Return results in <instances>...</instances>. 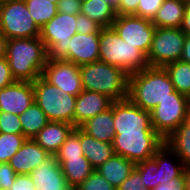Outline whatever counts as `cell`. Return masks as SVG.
<instances>
[{
    "mask_svg": "<svg viewBox=\"0 0 190 190\" xmlns=\"http://www.w3.org/2000/svg\"><path fill=\"white\" fill-rule=\"evenodd\" d=\"M6 58L15 81L34 82L42 75L48 51L40 37L8 39Z\"/></svg>",
    "mask_w": 190,
    "mask_h": 190,
    "instance_id": "cell-1",
    "label": "cell"
},
{
    "mask_svg": "<svg viewBox=\"0 0 190 190\" xmlns=\"http://www.w3.org/2000/svg\"><path fill=\"white\" fill-rule=\"evenodd\" d=\"M174 85L164 67H146L129 74L128 99L145 111L153 110L160 101L171 97Z\"/></svg>",
    "mask_w": 190,
    "mask_h": 190,
    "instance_id": "cell-2",
    "label": "cell"
},
{
    "mask_svg": "<svg viewBox=\"0 0 190 190\" xmlns=\"http://www.w3.org/2000/svg\"><path fill=\"white\" fill-rule=\"evenodd\" d=\"M83 90L98 92L113 101L128 99L129 74L102 61L80 66Z\"/></svg>",
    "mask_w": 190,
    "mask_h": 190,
    "instance_id": "cell-3",
    "label": "cell"
},
{
    "mask_svg": "<svg viewBox=\"0 0 190 190\" xmlns=\"http://www.w3.org/2000/svg\"><path fill=\"white\" fill-rule=\"evenodd\" d=\"M99 61L122 68L128 74L148 67L146 56L128 44L112 27L102 28L99 34Z\"/></svg>",
    "mask_w": 190,
    "mask_h": 190,
    "instance_id": "cell-4",
    "label": "cell"
},
{
    "mask_svg": "<svg viewBox=\"0 0 190 190\" xmlns=\"http://www.w3.org/2000/svg\"><path fill=\"white\" fill-rule=\"evenodd\" d=\"M33 84L34 101L44 111L49 121L66 122L74 126V111L77 96L60 90L42 76Z\"/></svg>",
    "mask_w": 190,
    "mask_h": 190,
    "instance_id": "cell-5",
    "label": "cell"
},
{
    "mask_svg": "<svg viewBox=\"0 0 190 190\" xmlns=\"http://www.w3.org/2000/svg\"><path fill=\"white\" fill-rule=\"evenodd\" d=\"M77 15L62 12L40 28V39L48 51V59L69 61L68 42L77 33Z\"/></svg>",
    "mask_w": 190,
    "mask_h": 190,
    "instance_id": "cell-6",
    "label": "cell"
},
{
    "mask_svg": "<svg viewBox=\"0 0 190 190\" xmlns=\"http://www.w3.org/2000/svg\"><path fill=\"white\" fill-rule=\"evenodd\" d=\"M0 33L7 39L40 37V28L31 17L24 0L0 2Z\"/></svg>",
    "mask_w": 190,
    "mask_h": 190,
    "instance_id": "cell-7",
    "label": "cell"
},
{
    "mask_svg": "<svg viewBox=\"0 0 190 190\" xmlns=\"http://www.w3.org/2000/svg\"><path fill=\"white\" fill-rule=\"evenodd\" d=\"M186 34L180 28L156 27L147 55L150 67H164L181 60Z\"/></svg>",
    "mask_w": 190,
    "mask_h": 190,
    "instance_id": "cell-8",
    "label": "cell"
},
{
    "mask_svg": "<svg viewBox=\"0 0 190 190\" xmlns=\"http://www.w3.org/2000/svg\"><path fill=\"white\" fill-rule=\"evenodd\" d=\"M189 105V98L175 90L150 111L153 129L165 140L186 121Z\"/></svg>",
    "mask_w": 190,
    "mask_h": 190,
    "instance_id": "cell-9",
    "label": "cell"
},
{
    "mask_svg": "<svg viewBox=\"0 0 190 190\" xmlns=\"http://www.w3.org/2000/svg\"><path fill=\"white\" fill-rule=\"evenodd\" d=\"M163 144L164 139L157 132L116 133L112 142L115 154L135 164L152 158Z\"/></svg>",
    "mask_w": 190,
    "mask_h": 190,
    "instance_id": "cell-10",
    "label": "cell"
},
{
    "mask_svg": "<svg viewBox=\"0 0 190 190\" xmlns=\"http://www.w3.org/2000/svg\"><path fill=\"white\" fill-rule=\"evenodd\" d=\"M112 28L120 38L138 48L147 57L156 29L152 20L136 15H117Z\"/></svg>",
    "mask_w": 190,
    "mask_h": 190,
    "instance_id": "cell-11",
    "label": "cell"
},
{
    "mask_svg": "<svg viewBox=\"0 0 190 190\" xmlns=\"http://www.w3.org/2000/svg\"><path fill=\"white\" fill-rule=\"evenodd\" d=\"M113 122L115 133L156 132L151 125L150 112L129 99L113 102Z\"/></svg>",
    "mask_w": 190,
    "mask_h": 190,
    "instance_id": "cell-12",
    "label": "cell"
},
{
    "mask_svg": "<svg viewBox=\"0 0 190 190\" xmlns=\"http://www.w3.org/2000/svg\"><path fill=\"white\" fill-rule=\"evenodd\" d=\"M41 76L73 96H78L83 91L80 66L73 62L48 59Z\"/></svg>",
    "mask_w": 190,
    "mask_h": 190,
    "instance_id": "cell-13",
    "label": "cell"
},
{
    "mask_svg": "<svg viewBox=\"0 0 190 190\" xmlns=\"http://www.w3.org/2000/svg\"><path fill=\"white\" fill-rule=\"evenodd\" d=\"M33 102L32 82L15 81L0 90V111L20 116Z\"/></svg>",
    "mask_w": 190,
    "mask_h": 190,
    "instance_id": "cell-14",
    "label": "cell"
},
{
    "mask_svg": "<svg viewBox=\"0 0 190 190\" xmlns=\"http://www.w3.org/2000/svg\"><path fill=\"white\" fill-rule=\"evenodd\" d=\"M29 175L36 190H71L54 155L44 160Z\"/></svg>",
    "mask_w": 190,
    "mask_h": 190,
    "instance_id": "cell-15",
    "label": "cell"
},
{
    "mask_svg": "<svg viewBox=\"0 0 190 190\" xmlns=\"http://www.w3.org/2000/svg\"><path fill=\"white\" fill-rule=\"evenodd\" d=\"M114 101L98 92L83 90L76 98L74 111V127H80L90 118L102 113L109 108Z\"/></svg>",
    "mask_w": 190,
    "mask_h": 190,
    "instance_id": "cell-16",
    "label": "cell"
},
{
    "mask_svg": "<svg viewBox=\"0 0 190 190\" xmlns=\"http://www.w3.org/2000/svg\"><path fill=\"white\" fill-rule=\"evenodd\" d=\"M99 34L100 32L74 34L68 42L69 62L81 66L99 61Z\"/></svg>",
    "mask_w": 190,
    "mask_h": 190,
    "instance_id": "cell-17",
    "label": "cell"
},
{
    "mask_svg": "<svg viewBox=\"0 0 190 190\" xmlns=\"http://www.w3.org/2000/svg\"><path fill=\"white\" fill-rule=\"evenodd\" d=\"M50 156L34 139H26L8 163L16 174H30Z\"/></svg>",
    "mask_w": 190,
    "mask_h": 190,
    "instance_id": "cell-18",
    "label": "cell"
},
{
    "mask_svg": "<svg viewBox=\"0 0 190 190\" xmlns=\"http://www.w3.org/2000/svg\"><path fill=\"white\" fill-rule=\"evenodd\" d=\"M152 158L158 165V169L154 172L155 187L159 184H166L171 179L178 178L184 173L186 165L165 143L155 152ZM175 160L177 161L175 162Z\"/></svg>",
    "mask_w": 190,
    "mask_h": 190,
    "instance_id": "cell-19",
    "label": "cell"
},
{
    "mask_svg": "<svg viewBox=\"0 0 190 190\" xmlns=\"http://www.w3.org/2000/svg\"><path fill=\"white\" fill-rule=\"evenodd\" d=\"M74 128L66 122L49 121L33 139L50 155H55Z\"/></svg>",
    "mask_w": 190,
    "mask_h": 190,
    "instance_id": "cell-20",
    "label": "cell"
},
{
    "mask_svg": "<svg viewBox=\"0 0 190 190\" xmlns=\"http://www.w3.org/2000/svg\"><path fill=\"white\" fill-rule=\"evenodd\" d=\"M80 143L84 156L96 170L115 153L112 143L102 142L85 133L80 128Z\"/></svg>",
    "mask_w": 190,
    "mask_h": 190,
    "instance_id": "cell-21",
    "label": "cell"
},
{
    "mask_svg": "<svg viewBox=\"0 0 190 190\" xmlns=\"http://www.w3.org/2000/svg\"><path fill=\"white\" fill-rule=\"evenodd\" d=\"M80 128L97 140L112 143L116 134L113 122V103L111 108L90 118Z\"/></svg>",
    "mask_w": 190,
    "mask_h": 190,
    "instance_id": "cell-22",
    "label": "cell"
},
{
    "mask_svg": "<svg viewBox=\"0 0 190 190\" xmlns=\"http://www.w3.org/2000/svg\"><path fill=\"white\" fill-rule=\"evenodd\" d=\"M135 163L127 158L114 154L105 161L96 170L115 188H118L122 182L130 175L134 169Z\"/></svg>",
    "mask_w": 190,
    "mask_h": 190,
    "instance_id": "cell-23",
    "label": "cell"
},
{
    "mask_svg": "<svg viewBox=\"0 0 190 190\" xmlns=\"http://www.w3.org/2000/svg\"><path fill=\"white\" fill-rule=\"evenodd\" d=\"M64 177L71 188L77 187L94 171L85 156L74 158H56Z\"/></svg>",
    "mask_w": 190,
    "mask_h": 190,
    "instance_id": "cell-24",
    "label": "cell"
},
{
    "mask_svg": "<svg viewBox=\"0 0 190 190\" xmlns=\"http://www.w3.org/2000/svg\"><path fill=\"white\" fill-rule=\"evenodd\" d=\"M186 5L182 0H164L152 23L155 27L180 28Z\"/></svg>",
    "mask_w": 190,
    "mask_h": 190,
    "instance_id": "cell-25",
    "label": "cell"
},
{
    "mask_svg": "<svg viewBox=\"0 0 190 190\" xmlns=\"http://www.w3.org/2000/svg\"><path fill=\"white\" fill-rule=\"evenodd\" d=\"M80 13L88 16L102 28L112 27L117 16L115 7L104 0H82Z\"/></svg>",
    "mask_w": 190,
    "mask_h": 190,
    "instance_id": "cell-26",
    "label": "cell"
},
{
    "mask_svg": "<svg viewBox=\"0 0 190 190\" xmlns=\"http://www.w3.org/2000/svg\"><path fill=\"white\" fill-rule=\"evenodd\" d=\"M164 143L187 166L190 165V124L184 121Z\"/></svg>",
    "mask_w": 190,
    "mask_h": 190,
    "instance_id": "cell-27",
    "label": "cell"
},
{
    "mask_svg": "<svg viewBox=\"0 0 190 190\" xmlns=\"http://www.w3.org/2000/svg\"><path fill=\"white\" fill-rule=\"evenodd\" d=\"M19 120L23 127V135L27 139H33L49 122L44 111L35 101L19 116Z\"/></svg>",
    "mask_w": 190,
    "mask_h": 190,
    "instance_id": "cell-28",
    "label": "cell"
},
{
    "mask_svg": "<svg viewBox=\"0 0 190 190\" xmlns=\"http://www.w3.org/2000/svg\"><path fill=\"white\" fill-rule=\"evenodd\" d=\"M167 71L171 82L174 85V89L187 96L190 97V64L178 60L171 63H168L164 66Z\"/></svg>",
    "mask_w": 190,
    "mask_h": 190,
    "instance_id": "cell-29",
    "label": "cell"
},
{
    "mask_svg": "<svg viewBox=\"0 0 190 190\" xmlns=\"http://www.w3.org/2000/svg\"><path fill=\"white\" fill-rule=\"evenodd\" d=\"M31 17L39 28L49 22L58 12L56 3L48 0H24Z\"/></svg>",
    "mask_w": 190,
    "mask_h": 190,
    "instance_id": "cell-30",
    "label": "cell"
},
{
    "mask_svg": "<svg viewBox=\"0 0 190 190\" xmlns=\"http://www.w3.org/2000/svg\"><path fill=\"white\" fill-rule=\"evenodd\" d=\"M26 139L23 134L0 132V163H8Z\"/></svg>",
    "mask_w": 190,
    "mask_h": 190,
    "instance_id": "cell-31",
    "label": "cell"
},
{
    "mask_svg": "<svg viewBox=\"0 0 190 190\" xmlns=\"http://www.w3.org/2000/svg\"><path fill=\"white\" fill-rule=\"evenodd\" d=\"M54 156L56 158H74L84 156L80 143V127H76L72 130Z\"/></svg>",
    "mask_w": 190,
    "mask_h": 190,
    "instance_id": "cell-32",
    "label": "cell"
},
{
    "mask_svg": "<svg viewBox=\"0 0 190 190\" xmlns=\"http://www.w3.org/2000/svg\"><path fill=\"white\" fill-rule=\"evenodd\" d=\"M75 188L77 190H117L97 170H94L90 176Z\"/></svg>",
    "mask_w": 190,
    "mask_h": 190,
    "instance_id": "cell-33",
    "label": "cell"
},
{
    "mask_svg": "<svg viewBox=\"0 0 190 190\" xmlns=\"http://www.w3.org/2000/svg\"><path fill=\"white\" fill-rule=\"evenodd\" d=\"M135 167L139 170L145 187L149 190L155 188L154 172L158 169L157 162L150 158L136 163Z\"/></svg>",
    "mask_w": 190,
    "mask_h": 190,
    "instance_id": "cell-34",
    "label": "cell"
},
{
    "mask_svg": "<svg viewBox=\"0 0 190 190\" xmlns=\"http://www.w3.org/2000/svg\"><path fill=\"white\" fill-rule=\"evenodd\" d=\"M0 132L7 134H23V127L19 116L0 111Z\"/></svg>",
    "mask_w": 190,
    "mask_h": 190,
    "instance_id": "cell-35",
    "label": "cell"
},
{
    "mask_svg": "<svg viewBox=\"0 0 190 190\" xmlns=\"http://www.w3.org/2000/svg\"><path fill=\"white\" fill-rule=\"evenodd\" d=\"M163 2L164 0H140L137 9V16L153 20Z\"/></svg>",
    "mask_w": 190,
    "mask_h": 190,
    "instance_id": "cell-36",
    "label": "cell"
},
{
    "mask_svg": "<svg viewBox=\"0 0 190 190\" xmlns=\"http://www.w3.org/2000/svg\"><path fill=\"white\" fill-rule=\"evenodd\" d=\"M117 190H149L145 187L139 170L134 167L130 175L122 182Z\"/></svg>",
    "mask_w": 190,
    "mask_h": 190,
    "instance_id": "cell-37",
    "label": "cell"
},
{
    "mask_svg": "<svg viewBox=\"0 0 190 190\" xmlns=\"http://www.w3.org/2000/svg\"><path fill=\"white\" fill-rule=\"evenodd\" d=\"M102 27L83 14H77L76 30L77 33L91 34L94 32H100Z\"/></svg>",
    "mask_w": 190,
    "mask_h": 190,
    "instance_id": "cell-38",
    "label": "cell"
},
{
    "mask_svg": "<svg viewBox=\"0 0 190 190\" xmlns=\"http://www.w3.org/2000/svg\"><path fill=\"white\" fill-rule=\"evenodd\" d=\"M17 174L10 167L9 163H0V184L2 190H9L13 185Z\"/></svg>",
    "mask_w": 190,
    "mask_h": 190,
    "instance_id": "cell-39",
    "label": "cell"
},
{
    "mask_svg": "<svg viewBox=\"0 0 190 190\" xmlns=\"http://www.w3.org/2000/svg\"><path fill=\"white\" fill-rule=\"evenodd\" d=\"M140 0H118L115 7L116 15H136Z\"/></svg>",
    "mask_w": 190,
    "mask_h": 190,
    "instance_id": "cell-40",
    "label": "cell"
},
{
    "mask_svg": "<svg viewBox=\"0 0 190 190\" xmlns=\"http://www.w3.org/2000/svg\"><path fill=\"white\" fill-rule=\"evenodd\" d=\"M82 0H60L57 7L58 12L69 15L80 14Z\"/></svg>",
    "mask_w": 190,
    "mask_h": 190,
    "instance_id": "cell-41",
    "label": "cell"
},
{
    "mask_svg": "<svg viewBox=\"0 0 190 190\" xmlns=\"http://www.w3.org/2000/svg\"><path fill=\"white\" fill-rule=\"evenodd\" d=\"M14 82L15 79L12 77L7 58L0 59V90Z\"/></svg>",
    "mask_w": 190,
    "mask_h": 190,
    "instance_id": "cell-42",
    "label": "cell"
},
{
    "mask_svg": "<svg viewBox=\"0 0 190 190\" xmlns=\"http://www.w3.org/2000/svg\"><path fill=\"white\" fill-rule=\"evenodd\" d=\"M152 190H187L185 173L178 178H173L166 184H159Z\"/></svg>",
    "mask_w": 190,
    "mask_h": 190,
    "instance_id": "cell-43",
    "label": "cell"
},
{
    "mask_svg": "<svg viewBox=\"0 0 190 190\" xmlns=\"http://www.w3.org/2000/svg\"><path fill=\"white\" fill-rule=\"evenodd\" d=\"M9 190H36L29 174H17Z\"/></svg>",
    "mask_w": 190,
    "mask_h": 190,
    "instance_id": "cell-44",
    "label": "cell"
},
{
    "mask_svg": "<svg viewBox=\"0 0 190 190\" xmlns=\"http://www.w3.org/2000/svg\"><path fill=\"white\" fill-rule=\"evenodd\" d=\"M180 29L186 35H190V2H187L186 8H185V14H184Z\"/></svg>",
    "mask_w": 190,
    "mask_h": 190,
    "instance_id": "cell-45",
    "label": "cell"
},
{
    "mask_svg": "<svg viewBox=\"0 0 190 190\" xmlns=\"http://www.w3.org/2000/svg\"><path fill=\"white\" fill-rule=\"evenodd\" d=\"M181 60L190 64V35H186Z\"/></svg>",
    "mask_w": 190,
    "mask_h": 190,
    "instance_id": "cell-46",
    "label": "cell"
},
{
    "mask_svg": "<svg viewBox=\"0 0 190 190\" xmlns=\"http://www.w3.org/2000/svg\"><path fill=\"white\" fill-rule=\"evenodd\" d=\"M7 40L8 39L0 33V59L6 57Z\"/></svg>",
    "mask_w": 190,
    "mask_h": 190,
    "instance_id": "cell-47",
    "label": "cell"
},
{
    "mask_svg": "<svg viewBox=\"0 0 190 190\" xmlns=\"http://www.w3.org/2000/svg\"><path fill=\"white\" fill-rule=\"evenodd\" d=\"M185 178H186V187L187 190H190V165L185 166Z\"/></svg>",
    "mask_w": 190,
    "mask_h": 190,
    "instance_id": "cell-48",
    "label": "cell"
},
{
    "mask_svg": "<svg viewBox=\"0 0 190 190\" xmlns=\"http://www.w3.org/2000/svg\"><path fill=\"white\" fill-rule=\"evenodd\" d=\"M186 122L190 124V105H189L188 110H187Z\"/></svg>",
    "mask_w": 190,
    "mask_h": 190,
    "instance_id": "cell-49",
    "label": "cell"
},
{
    "mask_svg": "<svg viewBox=\"0 0 190 190\" xmlns=\"http://www.w3.org/2000/svg\"><path fill=\"white\" fill-rule=\"evenodd\" d=\"M104 1L111 3L114 7H116L117 2H118V0H104Z\"/></svg>",
    "mask_w": 190,
    "mask_h": 190,
    "instance_id": "cell-50",
    "label": "cell"
},
{
    "mask_svg": "<svg viewBox=\"0 0 190 190\" xmlns=\"http://www.w3.org/2000/svg\"><path fill=\"white\" fill-rule=\"evenodd\" d=\"M48 1H51V2L56 3L58 5L60 0H48Z\"/></svg>",
    "mask_w": 190,
    "mask_h": 190,
    "instance_id": "cell-51",
    "label": "cell"
}]
</instances>
